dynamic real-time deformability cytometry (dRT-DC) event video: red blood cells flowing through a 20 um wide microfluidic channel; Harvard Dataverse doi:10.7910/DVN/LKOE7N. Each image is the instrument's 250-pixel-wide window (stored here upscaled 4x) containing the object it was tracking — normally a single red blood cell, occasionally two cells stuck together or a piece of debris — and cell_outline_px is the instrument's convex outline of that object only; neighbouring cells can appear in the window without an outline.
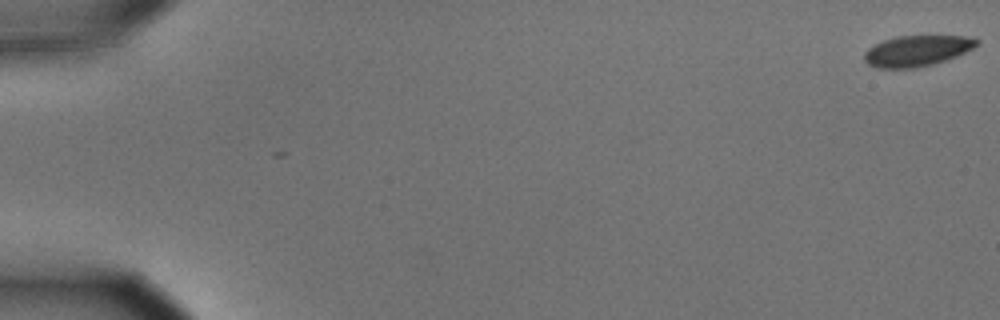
{"species": "common noctule bat (a hibernating species)", "species_latin": "Nyctalus noctula", "temperature_condition": "cold", "stored_images_in_passage": 17, "camera_frame_rate_fps": 3000, "um_per_image_px": 0.085, "animal": {"sex": "male", "body_mass_g": 15.6}, "frame": {"image": 1, "passage_image": 1, "time_ms": 0.0, "image_size_px": [1000, 320], "cell_outline_px": [[980, 44], [956, 56], [932, 64], [916, 68], [876, 68], [868, 64], [864, 60], [864, 52], [868, 48], [884, 40], [896, 36], [964, 36], [980, 40]], "centroid_in_image_um": [77.92, 4.32], "position_along_channel_um": 7.1, "area_um2": 20.06}}
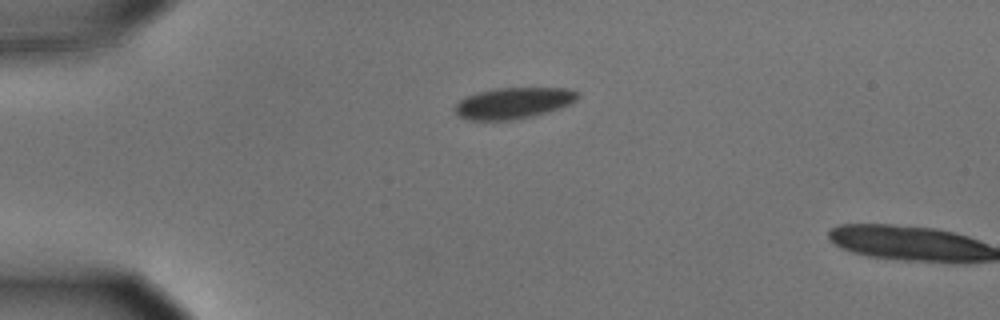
{"frame": {"image": 2, "passage_image": 15, "time_ms": 4.667, "image_size_px": [1000, 320], "cell_outline_px": [[580, 96], [576, 100], [568, 104], [548, 112], [532, 116], [508, 120], [468, 120], [460, 116], [452, 108], [464, 96], [496, 88], [568, 88], [580, 92]], "centroid_in_image_um": [43.63, 8.75], "position_along_channel_um": 41.4, "area_um2": 22.25}}